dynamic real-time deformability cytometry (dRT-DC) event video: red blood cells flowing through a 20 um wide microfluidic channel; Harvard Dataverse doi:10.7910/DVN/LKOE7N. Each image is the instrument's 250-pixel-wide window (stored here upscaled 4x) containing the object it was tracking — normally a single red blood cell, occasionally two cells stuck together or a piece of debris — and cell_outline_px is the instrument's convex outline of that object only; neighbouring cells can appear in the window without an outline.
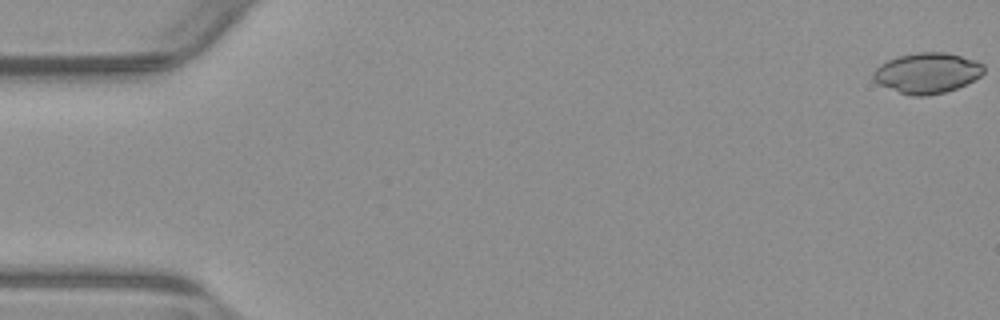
{"species": "common noctule bat (a hibernating species)", "species_latin": "Nyctalus noctula", "temperature_condition": "warm", "stored_images_in_passage": 15, "camera_frame_rate_fps": 3000, "um_per_image_px": 0.085, "animal": {"sex": "male", "body_mass_g": 23.1, "forearm_length_mm": 52.7}, "frame": {"image": 1, "passage_image": 1, "time_ms": 0.0, "image_size_px": [1000, 320], "cell_outline_px": [[984, 72], [980, 76], [968, 84], [944, 92], [928, 96], [912, 96], [900, 92], [880, 84], [872, 80], [872, 72], [880, 64], [888, 60], [900, 56], [920, 52], [944, 52], [976, 60], [984, 64]], "centroid_in_image_um": [78.82, 6.21], "position_along_channel_um": 6.2, "area_um2": 26.01}}
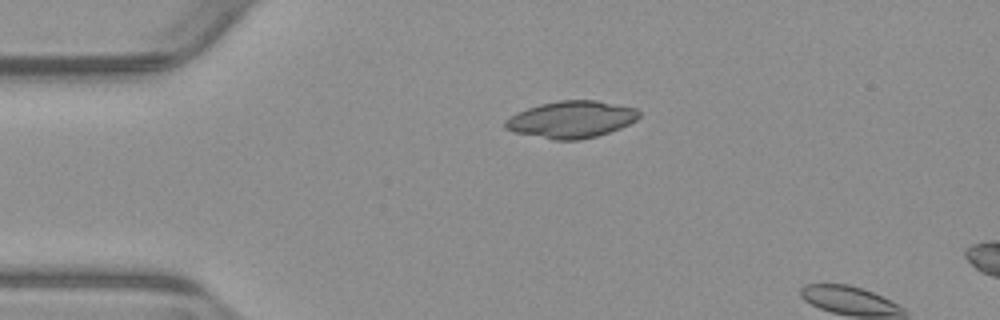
{"frame": {"image": 2, "passage_image": 13, "time_ms": 4.0, "image_size_px": [1000, 320], "cell_outline_px": [[640, 116], [636, 120], [620, 128], [596, 136], [580, 140], [552, 140], [512, 132], [504, 128], [504, 120], [516, 112], [540, 104], [560, 100], [596, 100], [636, 108], [640, 112]], "centroid_in_image_um": [48.52, 10.16], "position_along_channel_um": 36.5, "area_um2": 28.96}}